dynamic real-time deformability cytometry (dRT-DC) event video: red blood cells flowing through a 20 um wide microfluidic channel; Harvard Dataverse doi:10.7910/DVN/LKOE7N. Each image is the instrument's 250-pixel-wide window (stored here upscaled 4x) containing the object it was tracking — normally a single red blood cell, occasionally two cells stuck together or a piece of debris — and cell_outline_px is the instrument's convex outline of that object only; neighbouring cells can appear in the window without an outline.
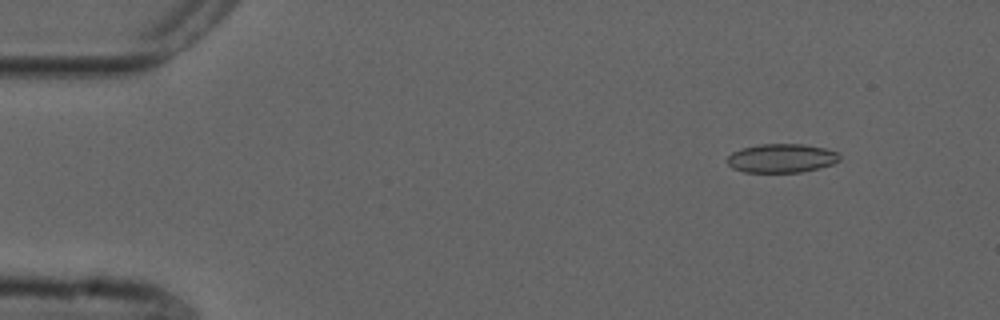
{"species": "common noctule bat (a hibernating species)", "species_latin": "Nyctalus noctula", "temperature_condition": "cold", "stored_images_in_passage": 54, "camera_frame_rate_fps": 3000, "um_per_image_px": 0.085, "animal": {"sex": "male", "forearm_length_mm": 52.5}, "frame": {"image": 1, "passage_image": 6, "time_ms": 1.667, "image_size_px": [1000, 320], "cell_outline_px": [[840, 160], [832, 164], [820, 168], [800, 172], [744, 172], [732, 168], [728, 164], [728, 156], [732, 152], [740, 148], [760, 144], [804, 144], [824, 148], [840, 152]], "centroid_in_image_um": [66.45, 13.44], "position_along_channel_um": 18.6, "area_um2": 19.02}}
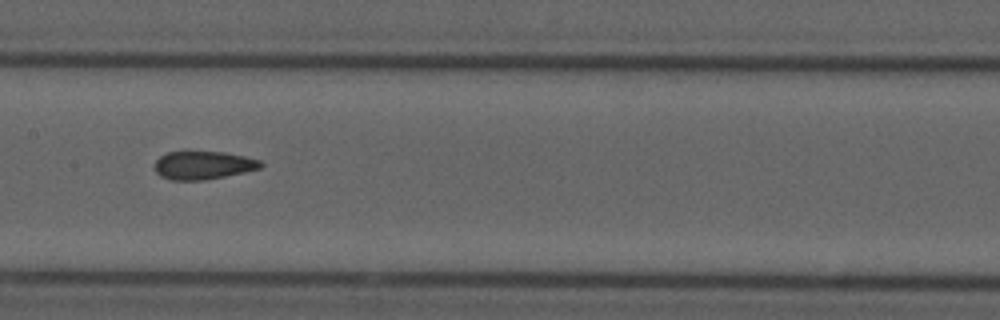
{"frame": {"image": 2, "passage_image": 27, "time_ms": 8.667, "image_size_px": [1000, 320], "cell_outline_px": [[264, 164], [260, 168], [244, 172], [204, 180], [172, 180], [160, 176], [156, 172], [156, 160], [160, 156], [168, 152], [224, 152], [244, 156], [260, 160]], "centroid_in_image_um": [17.28, 14.04], "position_along_channel_um": 190.1, "area_um2": 17.22}}
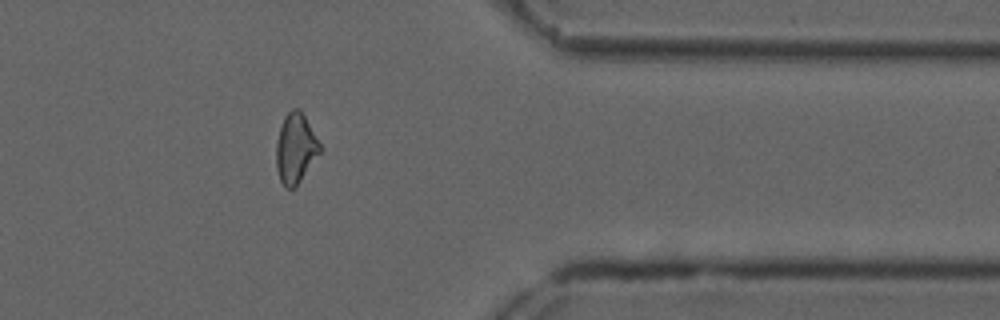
{"frame": {"image": 3, "passage_image": 44, "time_ms": 14.333, "image_size_px": [1000, 320], "cell_outline_px": [[320, 152], [296, 188], [284, 188], [280, 180], [276, 168], [276, 140], [284, 116], [292, 108], [300, 108], [320, 144]], "centroid_in_image_um": [25.1, 12.63], "position_along_channel_um": 386.3, "area_um2": 17.8}, "authors_computed_cell_mechanics": {"area_um2": 18.0914, "velocity_mm_per_s": 3.7536, "shape_relaxation_time_tau1_ms": null, "shape_relaxation_time_tau2_ms": 2.1702, "deformation_change_tau1": null, "deformation_change_tau2": 0.1031}}